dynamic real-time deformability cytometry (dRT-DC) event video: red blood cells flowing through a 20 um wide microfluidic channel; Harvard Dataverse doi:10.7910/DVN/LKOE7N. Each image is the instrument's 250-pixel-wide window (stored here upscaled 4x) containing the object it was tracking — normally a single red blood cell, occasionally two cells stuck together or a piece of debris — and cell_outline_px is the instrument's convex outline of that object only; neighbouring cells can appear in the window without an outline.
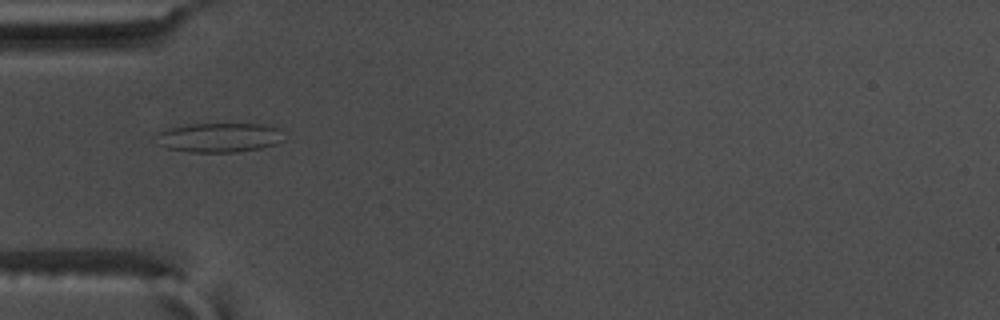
{"species": "common noctule bat (a hibernating species)", "species_latin": "Nyctalus noctula", "temperature_condition": "warm", "stored_images_in_passage": 41, "camera_frame_rate_fps": 3000, "um_per_image_px": 0.085, "animal": {"sex": "male", "body_mass_g": 17.5, "forearm_length_mm": 52.3}, "frame": {"image": 1, "passage_image": 3, "time_ms": 0.667, "image_size_px": [1000, 320], "cell_outline_px": [[288, 136], [284, 140], [276, 144], [260, 148], [236, 152], [188, 152], [168, 148], [160, 144], [160, 132], [164, 128], [188, 124], [264, 124], [280, 128]], "centroid_in_image_um": [18.75, 11.68], "position_along_channel_um": 66.2, "area_um2": 22.02}}
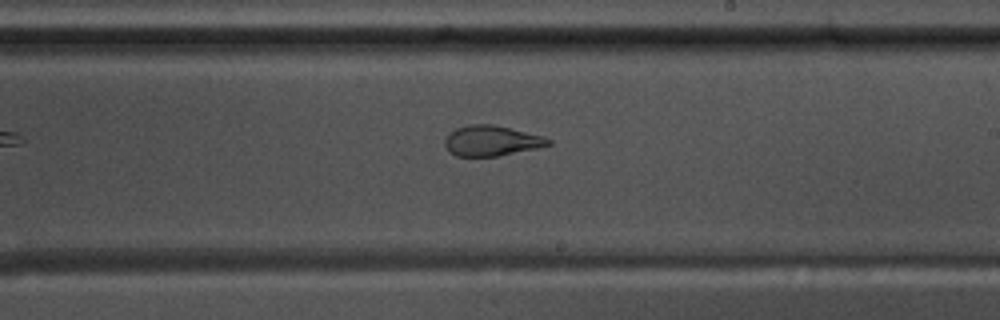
{"frame": {"image": 2, "passage_image": 18, "time_ms": 5.667, "image_size_px": [1000, 320], "cell_outline_px": [[552, 144], [536, 148], [496, 156], [456, 156], [444, 144], [444, 140], [448, 132], [456, 128], [468, 124], [492, 124], [544, 136], [552, 140]], "centroid_in_image_um": [41.77, 11.95], "position_along_channel_um": 247.2, "area_um2": 18.21}}
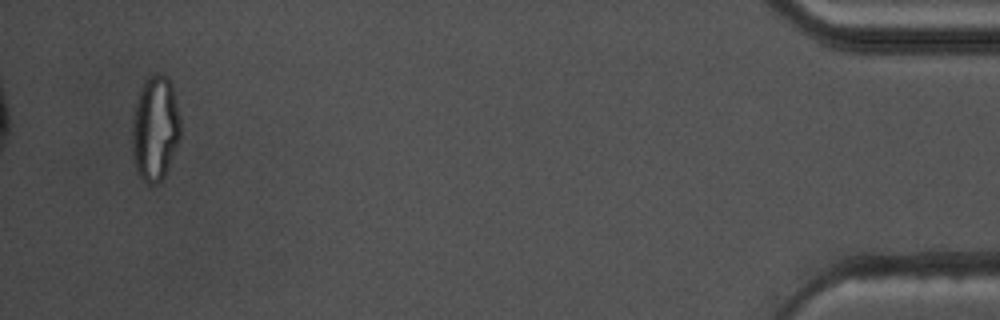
{"frame": {"image": 3, "passage_image": 39, "time_ms": 12.667, "image_size_px": [1000, 320], "cell_outline_px": [[180, 140], [164, 176], [156, 184], [148, 184], [140, 176], [136, 168], [132, 156], [132, 120], [136, 100], [140, 88], [144, 80], [148, 76], [164, 76], [172, 84], [180, 116]], "centroid_in_image_um": [13.18, 10.93], "position_along_channel_um": 422.0, "area_um2": 29.59}, "authors_computed_cell_mechanics": {"area_um2": 19.941, "velocity_mm_per_s": 3.6391, "shape_relaxation_time_tau1_ms": null, "shape_relaxation_time_tau2_ms": 1.1623, "deformation_change_tau1": null, "deformation_change_tau2": 0.0901}}